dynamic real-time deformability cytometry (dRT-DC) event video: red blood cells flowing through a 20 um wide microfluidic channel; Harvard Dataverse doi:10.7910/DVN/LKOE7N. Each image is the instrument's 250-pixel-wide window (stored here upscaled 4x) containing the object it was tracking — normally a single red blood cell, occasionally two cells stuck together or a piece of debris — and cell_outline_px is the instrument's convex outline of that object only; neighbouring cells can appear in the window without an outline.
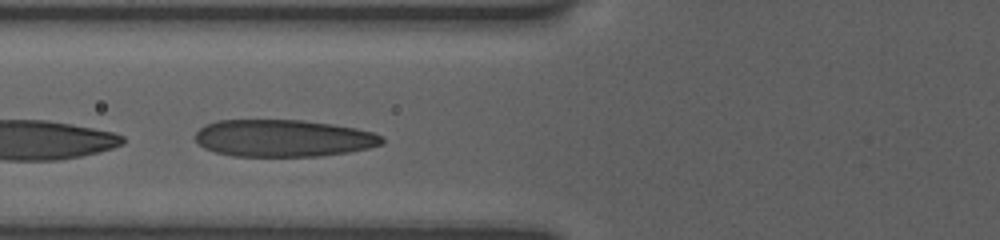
{"species": "human", "species_latin": "Homo sapiens", "temperature_condition": "room temperature", "stored_images_in_passage": 13, "camera_frame_rate_fps": 3000, "um_per_image_px": 0.085, "donor": {"sex": "female"}, "frame": {"image": 1, "passage_image": 11, "time_ms": 3.333, "image_size_px": [1000, 240], "cell_outline_px": [[384, 144], [368, 148], [348, 152], [320, 156], [232, 156], [216, 152], [204, 148], [196, 140], [196, 132], [204, 124], [216, 120], [304, 120], [332, 124], [356, 128], [372, 132], [380, 136], [384, 140]], "centroid_in_image_um": [24.07, 11.74], "position_along_channel_um": 101.7, "area_um2": 40.46}}